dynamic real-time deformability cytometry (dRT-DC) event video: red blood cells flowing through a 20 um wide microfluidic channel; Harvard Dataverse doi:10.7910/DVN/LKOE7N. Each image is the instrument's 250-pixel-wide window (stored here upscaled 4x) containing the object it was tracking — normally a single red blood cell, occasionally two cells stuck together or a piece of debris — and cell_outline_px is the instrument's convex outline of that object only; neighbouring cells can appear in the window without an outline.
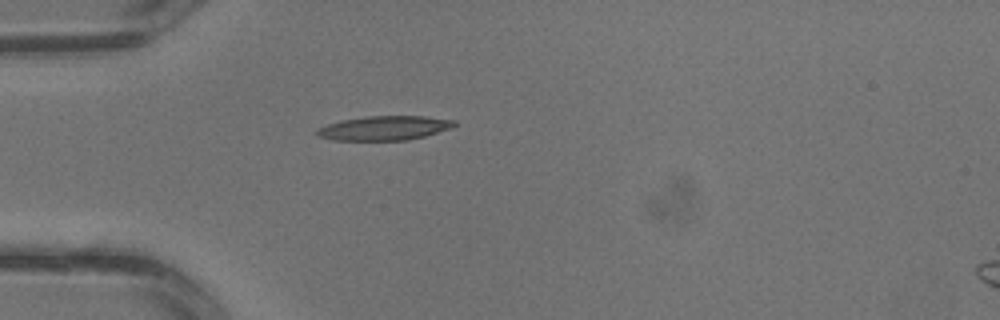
{"species": "common noctule bat (a hibernating species)", "species_latin": "Nyctalus noctula", "temperature_condition": "warm", "stored_images_in_passage": 2, "camera_frame_rate_fps": 3000, "um_per_image_px": 0.085, "animal": {"sex": "male", "body_mass_g": 13.3}, "frame": {"image": 1, "passage_image": 1, "time_ms": 0.0, "image_size_px": [1000, 320], "cell_outline_px": [[456, 124], [452, 128], [424, 136], [408, 140], [332, 140], [316, 136], [316, 128], [340, 120], [364, 116], [424, 116], [456, 120]], "centroid_in_image_um": [32.64, 10.88], "position_along_channel_um": 52.4, "area_um2": 19.59}}